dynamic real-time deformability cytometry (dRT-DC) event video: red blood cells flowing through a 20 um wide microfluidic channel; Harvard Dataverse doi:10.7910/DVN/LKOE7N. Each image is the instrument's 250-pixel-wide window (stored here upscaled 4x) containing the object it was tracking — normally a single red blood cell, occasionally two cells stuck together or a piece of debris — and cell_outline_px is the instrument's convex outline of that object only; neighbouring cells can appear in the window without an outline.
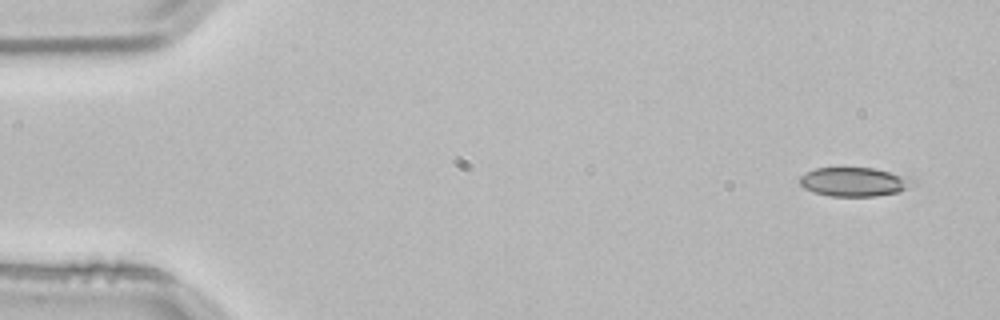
{"species": "common noctule bat (a hibernating species)", "species_latin": "Nyctalus noctula", "temperature_condition": "room temperature", "stored_images_in_passage": 4, "camera_frame_rate_fps": 3000, "um_per_image_px": 0.085, "animal": {"sex": "male", "body_mass_g": 21.5, "forearm_length_mm": 52.0}, "frame": {"image": 1, "passage_image": 1, "time_ms": 0.0, "image_size_px": [1000, 320], "cell_outline_px": [[916, 184], [900, 192], [876, 196], [828, 196], [804, 188], [800, 184], [800, 176], [816, 168], [872, 168], [912, 176], [916, 180]], "centroid_in_image_um": [72.71, 15.46], "position_along_channel_um": 12.3, "area_um2": 19.31}}
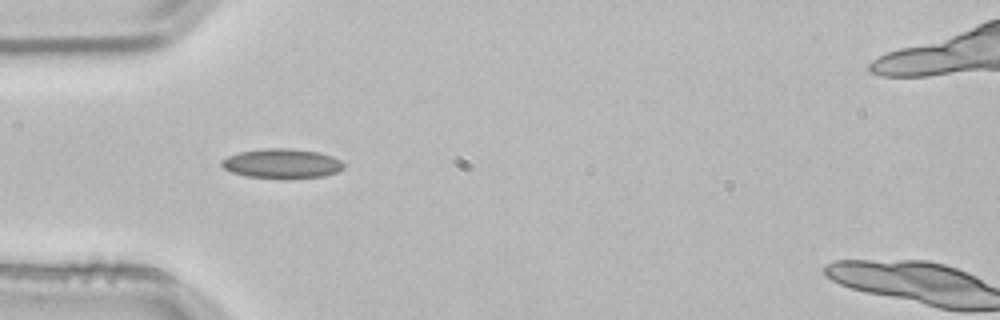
{"frame": {"image": 2, "passage_image": 3, "time_ms": 0.667, "image_size_px": [1000, 320], "cell_outline_px": [[344, 168], [336, 172], [324, 176], [244, 176], [232, 172], [224, 168], [220, 164], [220, 160], [228, 156], [240, 152], [264, 148], [288, 148], [320, 152], [332, 156], [340, 160], [344, 164]], "centroid_in_image_um": [23.95, 13.85], "position_along_channel_um": 61.1, "area_um2": 20.35}}